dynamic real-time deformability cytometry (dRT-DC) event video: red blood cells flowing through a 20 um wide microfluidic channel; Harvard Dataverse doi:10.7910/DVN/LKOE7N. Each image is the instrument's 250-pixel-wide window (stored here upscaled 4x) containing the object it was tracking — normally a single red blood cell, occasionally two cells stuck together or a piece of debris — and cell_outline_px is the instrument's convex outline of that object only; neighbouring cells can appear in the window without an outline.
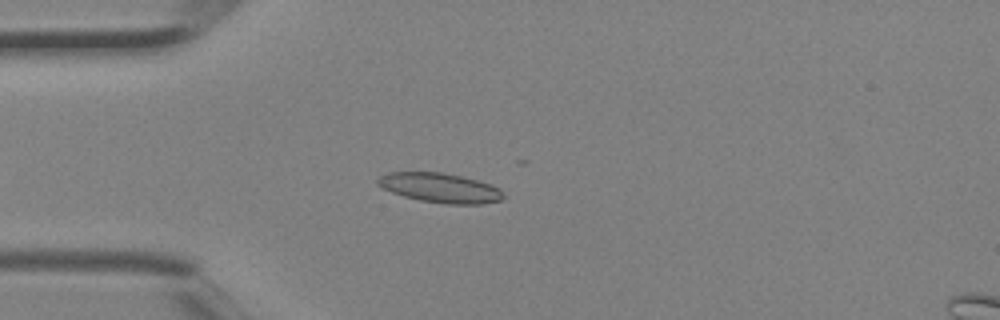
{"species": "Egyptian fruit bat (a non-hibernating species)", "species_latin": "Rousettus aegyptiacus", "temperature_condition": "room temperature", "stored_images_in_passage": 4, "camera_frame_rate_fps": 3000, "um_per_image_px": 0.085, "animal": {"sex": "female"}, "frame": {"image": 1, "passage_image": 4, "time_ms": 1.0, "image_size_px": [1000, 320], "cell_outline_px": [[504, 196], [500, 200], [480, 204], [444, 204], [420, 200], [404, 196], [380, 188], [376, 184], [376, 180], [380, 176], [388, 172], [440, 172], [460, 176], [492, 184], [500, 188], [504, 192]], "centroid_in_image_um": [37.39, 15.96], "position_along_channel_um": 47.6, "area_um2": 21.73}}